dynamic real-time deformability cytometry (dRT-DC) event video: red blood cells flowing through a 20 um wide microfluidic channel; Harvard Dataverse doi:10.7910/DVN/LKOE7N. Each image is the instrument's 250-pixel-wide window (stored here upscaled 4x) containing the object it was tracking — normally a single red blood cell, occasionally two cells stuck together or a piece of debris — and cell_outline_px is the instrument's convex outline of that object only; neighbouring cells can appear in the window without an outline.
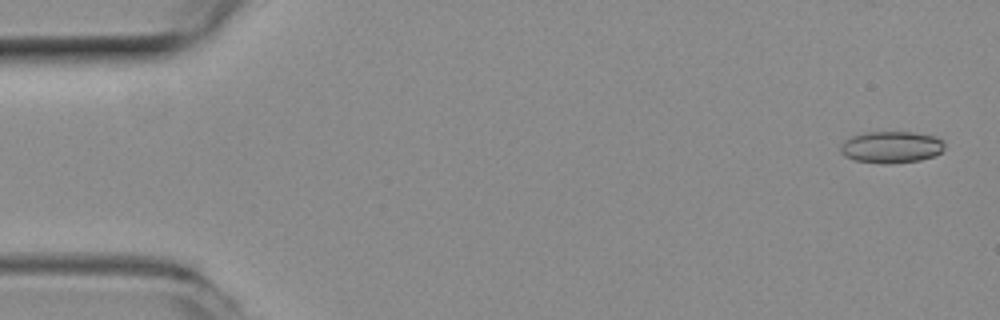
{"species": "common noctule bat (a hibernating species)", "species_latin": "Nyctalus noctula", "temperature_condition": "room temperature", "stored_images_in_passage": 52, "camera_frame_rate_fps": 3000, "um_per_image_px": 0.085, "animal": {"sex": "female", "body_mass_g": 19.3, "forearm_length_mm": 54.1}, "frame": {"image": 1, "passage_image": 2, "time_ms": 0.333, "image_size_px": [1000, 320], "cell_outline_px": [[944, 148], [940, 152], [932, 156], [920, 160], [888, 164], [884, 164], [856, 160], [844, 156], [840, 152], [840, 144], [844, 140], [852, 136], [868, 132], [916, 132], [936, 136], [944, 140]], "centroid_in_image_um": [75.76, 12.49], "position_along_channel_um": 9.2, "area_um2": 19.36}}
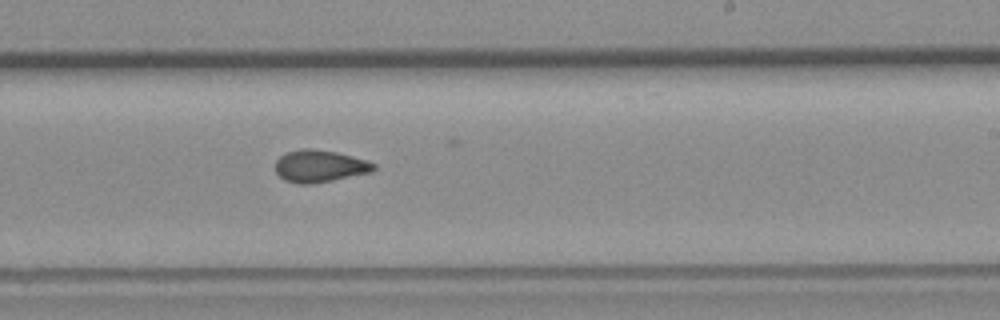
{"frame": {"image": 2, "passage_image": 31, "time_ms": 10.0, "image_size_px": [1000, 320], "cell_outline_px": [[376, 168], [372, 172], [312, 184], [296, 184], [284, 180], [276, 172], [276, 160], [280, 156], [288, 152], [304, 148], [308, 148], [336, 152], [364, 160], [376, 164]], "centroid_in_image_um": [27.15, 14.13], "position_along_channel_um": 261.8, "area_um2": 18.26}}
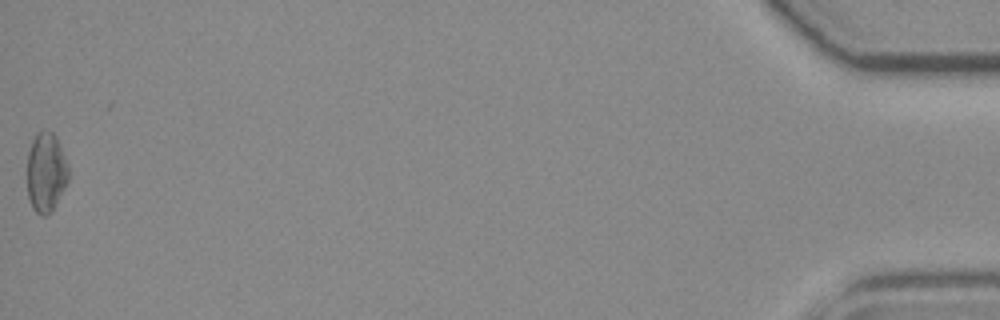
{"frame": {"image": 3, "passage_image": 52, "time_ms": 17.0, "image_size_px": [1000, 320], "cell_outline_px": [[68, 180], [52, 212], [48, 216], [40, 216], [32, 208], [28, 200], [28, 152], [32, 140], [36, 132], [44, 128], [52, 132], [56, 136], [68, 164]], "centroid_in_image_um": [3.91, 14.64], "position_along_channel_um": 431.3, "area_um2": 19.42}, "authors_computed_cell_mechanics": {"area_um2": 18.496, "velocity_mm_per_s": 3.9508, "shape_relaxation_time_tau1_ms": null, "shape_relaxation_time_tau2_ms": 2.8805, "deformation_change_tau1": null, "deformation_change_tau2": 0.0802}}